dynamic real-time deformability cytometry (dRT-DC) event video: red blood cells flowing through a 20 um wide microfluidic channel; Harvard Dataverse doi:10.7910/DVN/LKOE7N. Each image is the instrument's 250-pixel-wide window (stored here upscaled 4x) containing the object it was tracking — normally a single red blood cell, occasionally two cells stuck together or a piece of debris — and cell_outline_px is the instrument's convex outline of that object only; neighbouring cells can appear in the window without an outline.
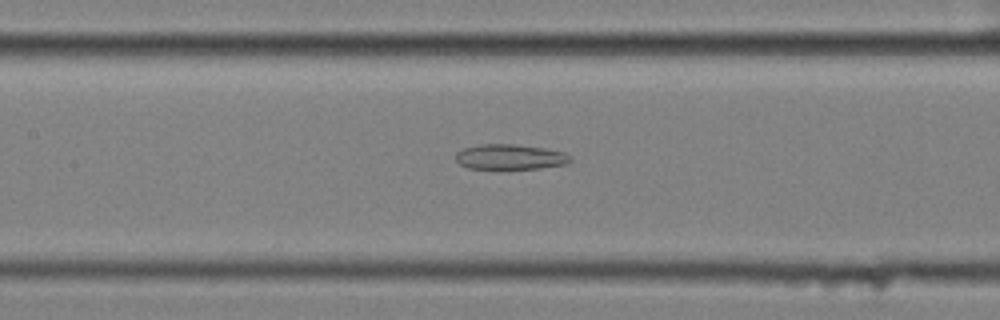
{"species": "common noctule bat (a hibernating species)", "species_latin": "Nyctalus noctula", "temperature_condition": "cold", "stored_images_in_passage": 48, "segment_of_instrument_passage": [2, 2], "camera_frame_rate_fps": 3000, "um_per_image_px": 0.085, "animal": {"sex": "female", "body_mass_g": 25.1}, "frame": {"image": 1, "passage_image": 28, "time_ms": 9.0, "image_size_px": [1000, 320], "cell_outline_px": [[572, 160], [568, 164], [540, 168], [468, 168], [460, 164], [456, 160], [456, 152], [464, 148], [480, 144], [512, 144], [544, 148], [564, 152], [572, 156]], "centroid_in_image_um": [43.39, 13.33], "position_along_channel_um": 164.0, "area_um2": 16.76}}
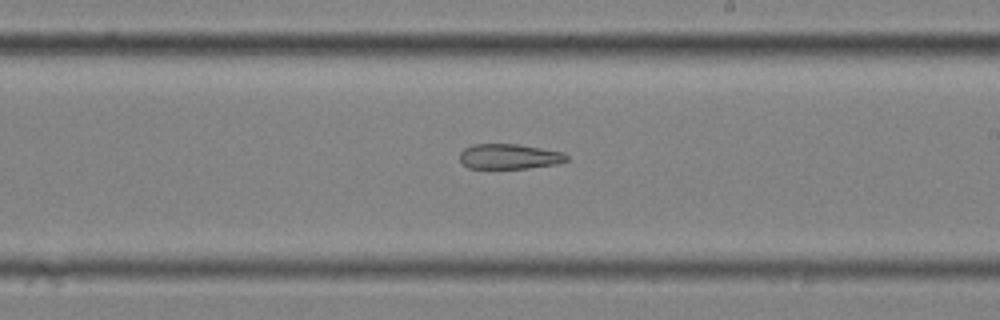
{"frame": {"image": 2, "passage_image": 35, "time_ms": 11.333, "image_size_px": [1000, 320], "cell_outline_px": [[568, 160], [556, 164], [528, 168], [468, 168], [460, 160], [460, 152], [464, 148], [472, 144], [516, 144], [564, 152], [568, 156]], "centroid_in_image_um": [43.28, 13.3], "position_along_channel_um": 245.7, "area_um2": 15.61}}
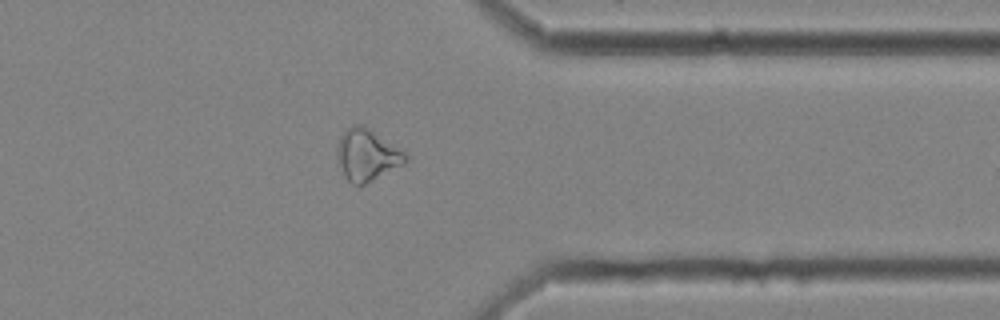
{"frame": {"image": 3, "passage_image": 47, "time_ms": 15.333, "image_size_px": [1000, 320], "cell_outline_px": [[408, 160], [404, 164], [364, 184], [352, 184], [348, 180], [336, 156], [336, 148], [340, 136], [348, 128], [356, 124], [364, 124], [372, 128], [404, 148], [408, 156]], "centroid_in_image_um": [31.26, 13.1], "position_along_channel_um": 380.1, "area_um2": 20.98}}